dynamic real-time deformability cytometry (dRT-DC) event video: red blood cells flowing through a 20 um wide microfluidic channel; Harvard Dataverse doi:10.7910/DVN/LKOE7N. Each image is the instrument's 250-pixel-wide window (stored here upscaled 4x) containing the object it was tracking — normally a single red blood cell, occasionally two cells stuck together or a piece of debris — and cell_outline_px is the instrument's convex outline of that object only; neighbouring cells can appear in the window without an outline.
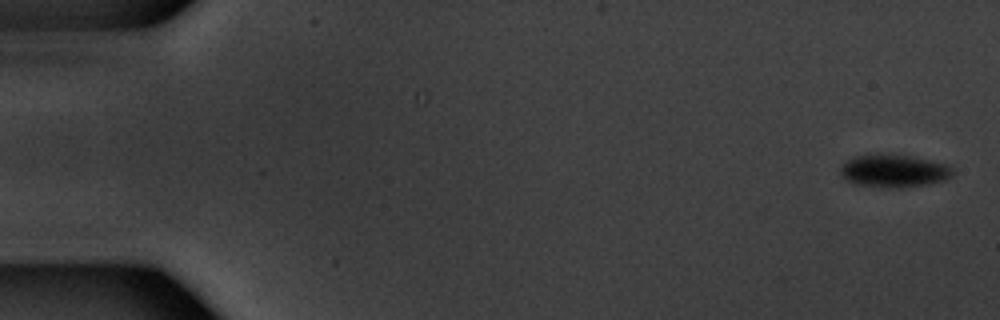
{"species": "common noctule bat (a hibernating species)", "species_latin": "Nyctalus noctula", "temperature_condition": "warm", "stored_images_in_passage": 4, "camera_frame_rate_fps": 3000, "um_per_image_px": 0.085, "animal": {"sex": "male", "body_mass_g": 20.1, "forearm_length_mm": 53.5}, "frame": {"image": 1, "passage_image": 1, "time_ms": 0.0, "image_size_px": [1000, 320], "cell_outline_px": [[952, 172], [944, 180], [924, 184], [900, 188], [892, 188], [856, 184], [848, 180], [840, 172], [840, 164], [856, 156], [880, 152], [912, 156], [948, 164], [952, 168]], "centroid_in_image_um": [75.94, 14.49], "position_along_channel_um": 9.1, "area_um2": 21.44}}